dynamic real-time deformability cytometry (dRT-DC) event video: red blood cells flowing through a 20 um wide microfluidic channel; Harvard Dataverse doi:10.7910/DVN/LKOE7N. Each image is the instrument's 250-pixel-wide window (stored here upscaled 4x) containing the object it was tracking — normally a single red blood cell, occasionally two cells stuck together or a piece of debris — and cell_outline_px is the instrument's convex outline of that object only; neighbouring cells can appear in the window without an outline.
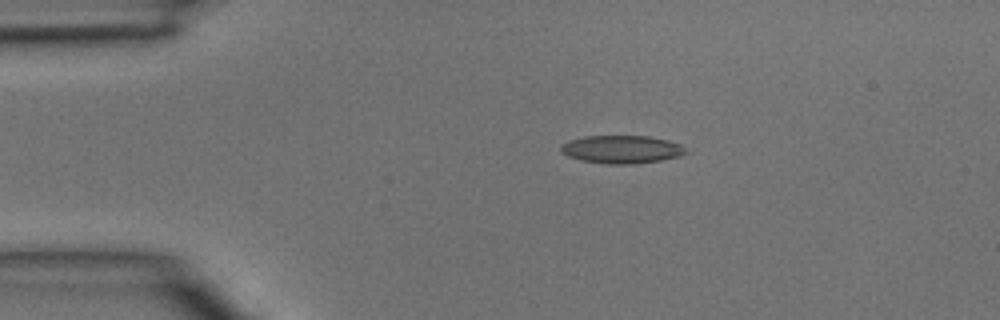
{"species": "common noctule bat (a hibernating species)", "species_latin": "Nyctalus noctula", "temperature_condition": "room temperature", "stored_images_in_passage": 2, "camera_frame_rate_fps": 3000, "um_per_image_px": 0.085, "animal": {"sex": "male", "body_mass_g": 15.6}, "frame": {"image": 1, "passage_image": 1, "time_ms": 0.0, "image_size_px": [1000, 320], "cell_outline_px": [[688, 152], [680, 156], [660, 160], [636, 164], [604, 164], [580, 160], [568, 156], [560, 152], [560, 144], [568, 140], [584, 136], [648, 136], [668, 140], [680, 144]], "centroid_in_image_um": [52.8, 12.7], "position_along_channel_um": 32.2, "area_um2": 20.58}}